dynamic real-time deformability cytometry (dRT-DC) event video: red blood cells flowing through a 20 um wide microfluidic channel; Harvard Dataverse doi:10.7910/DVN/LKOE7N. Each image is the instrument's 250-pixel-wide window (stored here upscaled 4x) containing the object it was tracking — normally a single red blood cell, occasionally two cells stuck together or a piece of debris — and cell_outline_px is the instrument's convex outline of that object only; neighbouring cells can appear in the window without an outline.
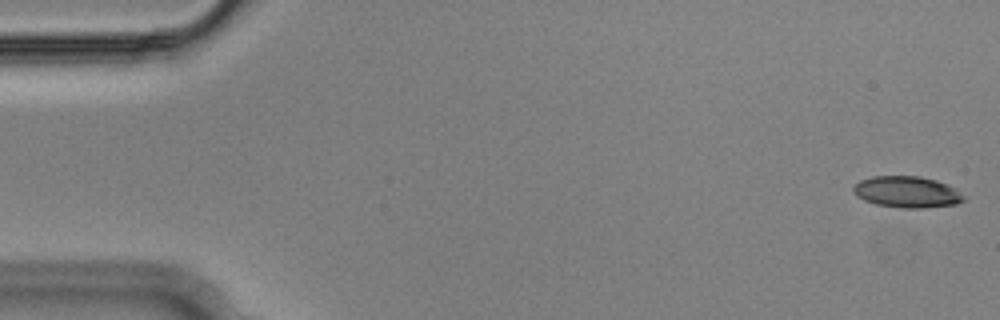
{"species": "Egyptian fruit bat (a non-hibernating species)", "species_latin": "Rousettus aegyptiacus", "temperature_condition": "cold", "stored_images_in_passage": 54, "camera_frame_rate_fps": 3000, "um_per_image_px": 0.085, "animal": {"sex": "male"}, "frame": {"image": 1, "passage_image": 1, "time_ms": 0.0, "image_size_px": [1000, 320], "cell_outline_px": [[964, 200], [956, 204], [924, 208], [900, 208], [876, 204], [864, 200], [856, 196], [852, 192], [852, 188], [860, 180], [872, 176], [920, 176], [936, 180], [948, 184], [956, 188], [964, 196]], "centroid_in_image_um": [77.09, 16.31], "position_along_channel_um": 7.9, "area_um2": 20.35}}
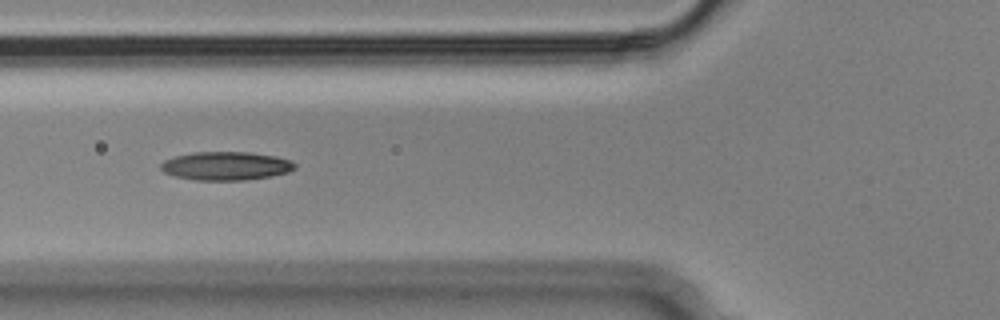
{"frame": {"image": 2, "passage_image": 20, "time_ms": 6.333, "image_size_px": [1000, 320], "cell_outline_px": [[296, 168], [288, 172], [272, 176], [248, 180], [196, 180], [176, 176], [164, 172], [160, 168], [160, 164], [164, 160], [176, 156], [192, 152], [252, 152], [276, 156], [292, 160], [296, 164]], "centroid_in_image_um": [19.25, 14.1], "position_along_channel_um": 106.6, "area_um2": 22.43}}
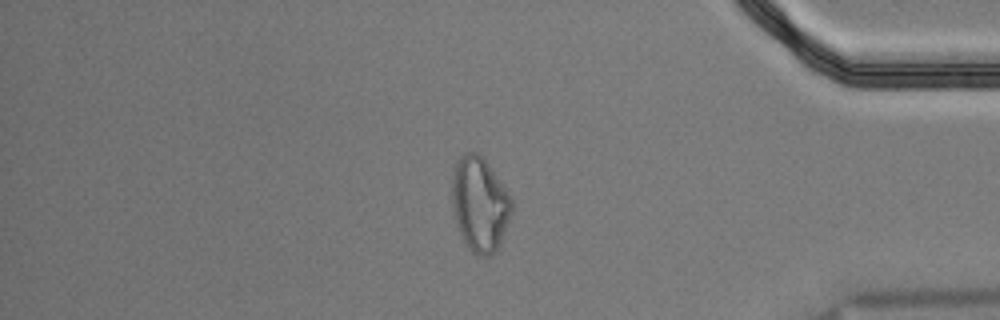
{"frame": {"image": 3, "passage_image": 46, "time_ms": 15.0, "image_size_px": [1000, 320], "cell_outline_px": [[512, 212], [500, 244], [496, 252], [488, 256], [480, 256], [472, 252], [468, 248], [460, 232], [456, 220], [452, 204], [452, 168], [456, 160], [464, 152], [476, 152], [484, 156], [512, 200]], "centroid_in_image_um": [40.77, 17.32], "position_along_channel_um": 394.4, "area_um2": 33.0}, "authors_computed_cell_mechanics": {"area_um2": 21.9062, "velocity_mm_per_s": 3.6478, "shape_relaxation_time_tau1_ms": null, "shape_relaxation_time_tau2_ms": 3.0067, "deformation_change_tau1": null, "deformation_change_tau2": 0.1031}}